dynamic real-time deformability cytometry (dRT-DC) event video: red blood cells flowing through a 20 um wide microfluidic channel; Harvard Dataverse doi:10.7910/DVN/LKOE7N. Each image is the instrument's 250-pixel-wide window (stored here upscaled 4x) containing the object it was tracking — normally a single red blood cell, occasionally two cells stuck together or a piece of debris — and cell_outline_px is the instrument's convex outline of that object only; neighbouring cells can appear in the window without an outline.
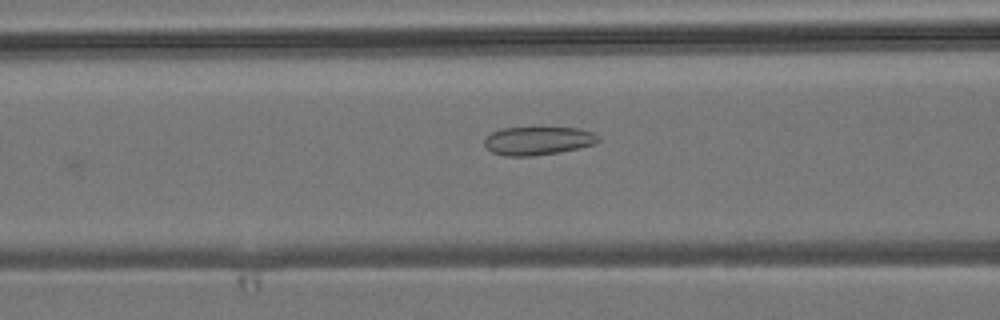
{"species": "common noctule bat (a hibernating species)", "species_latin": "Nyctalus noctula", "temperature_condition": "room temperature", "stored_images_in_passage": 6, "camera_frame_rate_fps": 3000, "um_per_image_px": 0.085, "animal": {"sex": "male", "body_mass_g": 19.2, "forearm_length_mm": 51.8}, "frame": {"image": 1, "passage_image": 6, "time_ms": 5.667, "image_size_px": [1000, 320], "cell_outline_px": [[600, 140], [596, 144], [580, 148], [560, 152], [532, 156], [504, 156], [492, 152], [484, 144], [484, 140], [492, 132], [500, 128], [580, 128], [592, 132], [600, 136]], "centroid_in_image_um": [45.76, 11.97], "position_along_channel_um": 120.8, "area_um2": 18.9}}